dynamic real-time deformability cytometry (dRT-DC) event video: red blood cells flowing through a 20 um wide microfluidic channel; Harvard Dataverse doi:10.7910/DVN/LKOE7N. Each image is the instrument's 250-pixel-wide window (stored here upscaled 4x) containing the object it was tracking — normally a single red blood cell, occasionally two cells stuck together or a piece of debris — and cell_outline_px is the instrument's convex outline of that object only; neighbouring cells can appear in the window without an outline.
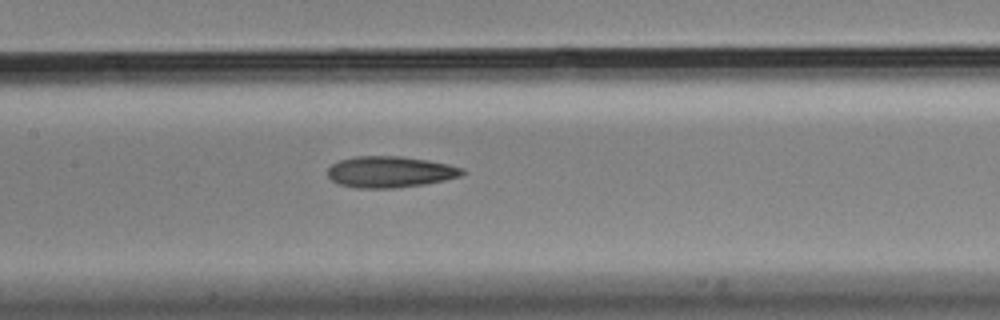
{"species": "Egyptian fruit bat (a non-hibernating species)", "species_latin": "Rousettus aegyptiacus", "temperature_condition": "cold", "stored_images_in_passage": 8, "segment_of_instrument_passage": [1, 2], "camera_frame_rate_fps": 3000, "um_per_image_px": 0.085, "animal": {"sex": "male"}, "frame": {"image": 1, "passage_image": 7, "time_ms": 2.0, "image_size_px": [1000, 320], "cell_outline_px": [[464, 176], [424, 184], [396, 188], [356, 188], [340, 184], [332, 180], [328, 176], [328, 168], [332, 164], [340, 160], [356, 156], [400, 156], [428, 160], [448, 164], [464, 168]], "centroid_in_image_um": [33.18, 14.61], "position_along_channel_um": 174.2, "area_um2": 24.57}}